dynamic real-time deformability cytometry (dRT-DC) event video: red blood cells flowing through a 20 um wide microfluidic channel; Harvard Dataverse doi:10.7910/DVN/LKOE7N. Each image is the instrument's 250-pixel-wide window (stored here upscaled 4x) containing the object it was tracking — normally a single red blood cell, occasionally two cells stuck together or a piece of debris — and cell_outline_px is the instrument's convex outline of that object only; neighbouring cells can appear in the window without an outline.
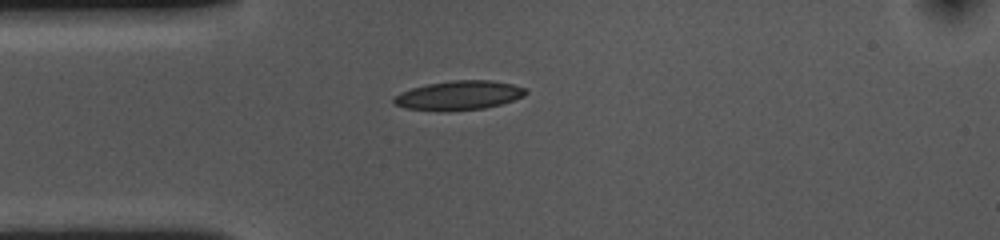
{"species": "common noctule bat (a hibernating species)", "species_latin": "Nyctalus noctula", "temperature_condition": "cold", "stored_images_in_passage": 42, "camera_frame_rate_fps": 3000, "um_per_image_px": 0.085, "animal": {"sex": "female", "body_mass_g": 10.0, "forearm_length_mm": 53.1}, "frame": {"image": 1, "passage_image": 1, "time_ms": 0.0, "image_size_px": [1000, 240], "cell_outline_px": [[528, 92], [524, 96], [500, 104], [484, 108], [404, 108], [396, 104], [392, 100], [392, 96], [400, 92], [412, 88], [428, 84], [452, 80], [492, 80], [512, 84], [524, 88]], "centroid_in_image_um": [39.03, 8.05], "position_along_channel_um": 46.0, "area_um2": 21.39}}
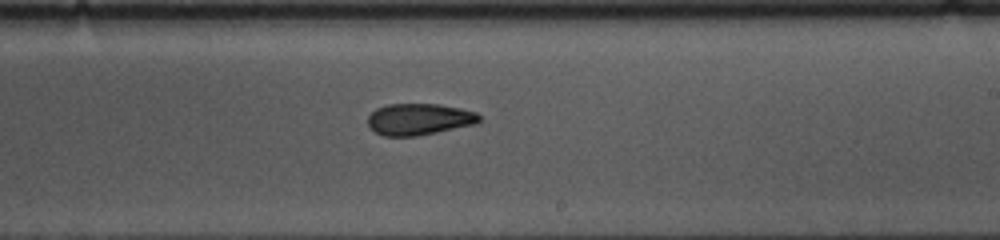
{"frame": {"image": 2, "passage_image": 19, "time_ms": 6.0, "image_size_px": [1000, 240], "cell_outline_px": [[480, 120], [476, 124], [416, 136], [384, 136], [376, 132], [368, 124], [368, 116], [376, 108], [388, 104], [440, 104], [460, 108], [476, 112], [480, 116]], "centroid_in_image_um": [35.63, 10.13], "position_along_channel_um": 253.4, "area_um2": 20.4}}
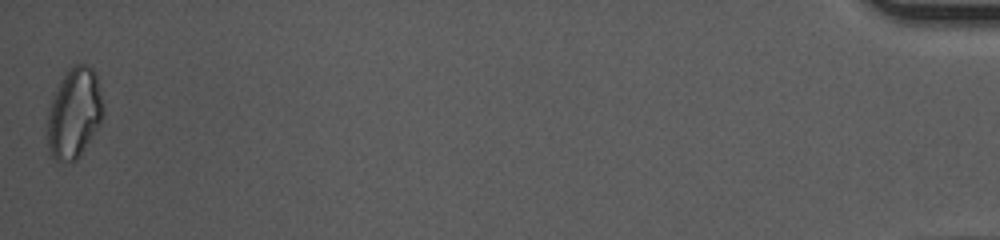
{"frame": {"image": 3, "passage_image": 42, "time_ms": 13.667, "image_size_px": [1000, 240], "cell_outline_px": [[104, 112], [96, 128], [80, 156], [76, 160], [56, 160], [48, 156], [48, 112], [52, 96], [60, 80], [76, 64], [88, 64], [96, 72], [104, 108]], "centroid_in_image_um": [6.3, 9.61], "position_along_channel_um": 428.9, "area_um2": 29.07}, "authors_computed_cell_mechanics": {"area_um2": 21.5016, "velocity_mm_per_s": 3.6111, "shape_relaxation_time_tau1_ms": 5.5445, "shape_relaxation_time_tau2_ms": 6.4378, "deformation_change_tau1": 0.1336, "deformation_change_tau2": 0.1381}}